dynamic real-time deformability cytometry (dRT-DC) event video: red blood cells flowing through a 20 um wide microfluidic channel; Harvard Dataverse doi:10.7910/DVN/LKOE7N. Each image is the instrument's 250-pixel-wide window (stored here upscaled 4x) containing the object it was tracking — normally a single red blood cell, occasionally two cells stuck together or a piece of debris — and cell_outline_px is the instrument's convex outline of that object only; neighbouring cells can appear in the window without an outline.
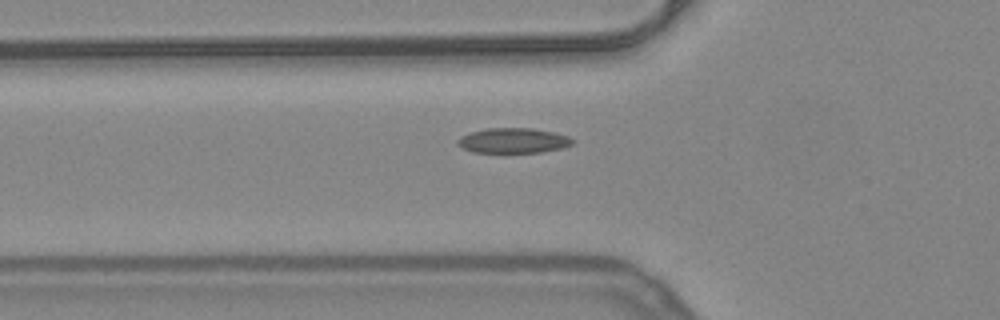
{"species": "common noctule bat (a hibernating species)", "species_latin": "Nyctalus noctula", "temperature_condition": "warm", "stored_images_in_passage": 36, "camera_frame_rate_fps": 3000, "um_per_image_px": 0.085, "animal": {"sex": "female", "body_mass_g": 24.6, "forearm_length_mm": 56.2}, "frame": {"image": 1, "passage_image": 7, "time_ms": 2.0, "image_size_px": [1000, 320], "cell_outline_px": [[576, 140], [572, 144], [564, 148], [540, 152], [472, 152], [456, 144], [456, 140], [460, 136], [472, 132], [488, 128], [532, 128], [552, 132], [568, 136]], "centroid_in_image_um": [43.64, 11.95], "position_along_channel_um": 82.2, "area_um2": 16.76}}
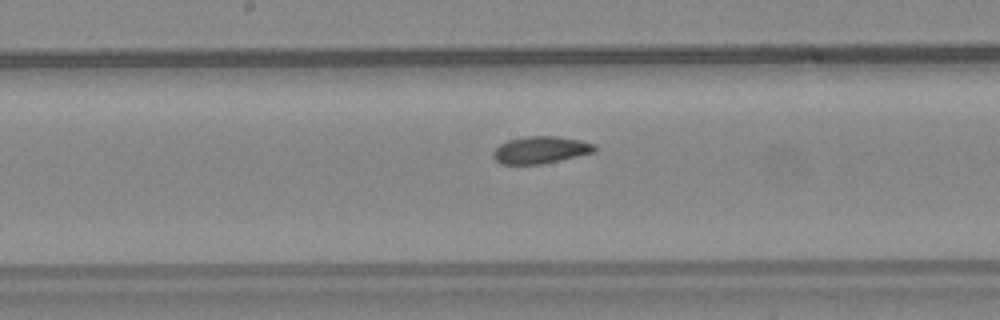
{"frame": {"image": 2, "passage_image": 16, "time_ms": 5.0, "image_size_px": [1000, 320], "cell_outline_px": [[596, 152], [560, 160], [540, 164], [500, 164], [492, 156], [492, 152], [500, 144], [508, 140], [528, 136], [556, 136], [580, 140], [596, 144]], "centroid_in_image_um": [45.96, 12.74], "position_along_channel_um": 202.2, "area_um2": 16.07}}
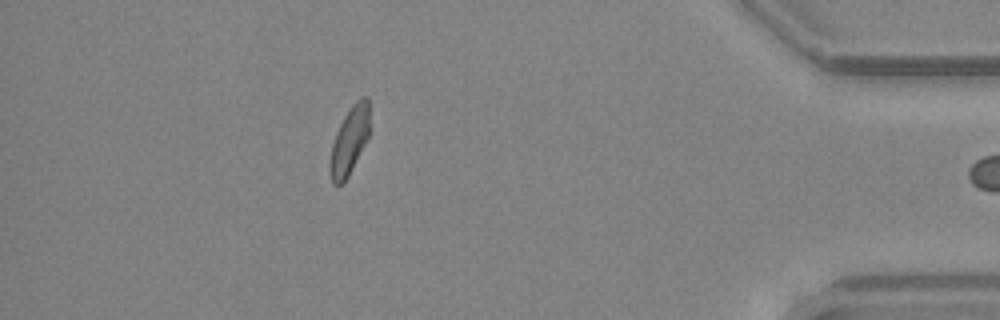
{"frame": {"image": 3, "passage_image": 35, "time_ms": 11.333, "image_size_px": [1000, 320], "cell_outline_px": [[368, 136], [344, 184], [336, 188], [332, 184], [328, 168], [328, 164], [332, 144], [336, 132], [348, 108], [360, 96], [368, 96]], "centroid_in_image_um": [29.65, 12.01], "position_along_channel_um": 405.6, "area_um2": 15.72}}